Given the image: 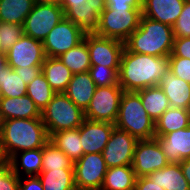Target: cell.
I'll return each instance as SVG.
<instances>
[{
	"instance_id": "obj_24",
	"label": "cell",
	"mask_w": 190,
	"mask_h": 190,
	"mask_svg": "<svg viewBox=\"0 0 190 190\" xmlns=\"http://www.w3.org/2000/svg\"><path fill=\"white\" fill-rule=\"evenodd\" d=\"M148 177L165 190H190L180 163H169L164 168L149 174Z\"/></svg>"
},
{
	"instance_id": "obj_49",
	"label": "cell",
	"mask_w": 190,
	"mask_h": 190,
	"mask_svg": "<svg viewBox=\"0 0 190 190\" xmlns=\"http://www.w3.org/2000/svg\"><path fill=\"white\" fill-rule=\"evenodd\" d=\"M5 64V56L0 55V70L4 67Z\"/></svg>"
},
{
	"instance_id": "obj_8",
	"label": "cell",
	"mask_w": 190,
	"mask_h": 190,
	"mask_svg": "<svg viewBox=\"0 0 190 190\" xmlns=\"http://www.w3.org/2000/svg\"><path fill=\"white\" fill-rule=\"evenodd\" d=\"M65 17L61 6L35 3L23 24L24 34L43 42L48 33Z\"/></svg>"
},
{
	"instance_id": "obj_42",
	"label": "cell",
	"mask_w": 190,
	"mask_h": 190,
	"mask_svg": "<svg viewBox=\"0 0 190 190\" xmlns=\"http://www.w3.org/2000/svg\"><path fill=\"white\" fill-rule=\"evenodd\" d=\"M14 71L21 76V80L27 85L42 73V66H30L15 68Z\"/></svg>"
},
{
	"instance_id": "obj_45",
	"label": "cell",
	"mask_w": 190,
	"mask_h": 190,
	"mask_svg": "<svg viewBox=\"0 0 190 190\" xmlns=\"http://www.w3.org/2000/svg\"><path fill=\"white\" fill-rule=\"evenodd\" d=\"M180 166L183 172V175L190 186V159H184L180 162Z\"/></svg>"
},
{
	"instance_id": "obj_34",
	"label": "cell",
	"mask_w": 190,
	"mask_h": 190,
	"mask_svg": "<svg viewBox=\"0 0 190 190\" xmlns=\"http://www.w3.org/2000/svg\"><path fill=\"white\" fill-rule=\"evenodd\" d=\"M26 94L34 101L42 111L52 100L56 92L50 87L43 73L38 75L27 85Z\"/></svg>"
},
{
	"instance_id": "obj_41",
	"label": "cell",
	"mask_w": 190,
	"mask_h": 190,
	"mask_svg": "<svg viewBox=\"0 0 190 190\" xmlns=\"http://www.w3.org/2000/svg\"><path fill=\"white\" fill-rule=\"evenodd\" d=\"M105 9H142V0H106Z\"/></svg>"
},
{
	"instance_id": "obj_32",
	"label": "cell",
	"mask_w": 190,
	"mask_h": 190,
	"mask_svg": "<svg viewBox=\"0 0 190 190\" xmlns=\"http://www.w3.org/2000/svg\"><path fill=\"white\" fill-rule=\"evenodd\" d=\"M8 65L0 70V97H20L26 95L27 84Z\"/></svg>"
},
{
	"instance_id": "obj_28",
	"label": "cell",
	"mask_w": 190,
	"mask_h": 190,
	"mask_svg": "<svg viewBox=\"0 0 190 190\" xmlns=\"http://www.w3.org/2000/svg\"><path fill=\"white\" fill-rule=\"evenodd\" d=\"M147 114L156 121L168 108L170 103L164 91L159 86H151L136 91Z\"/></svg>"
},
{
	"instance_id": "obj_33",
	"label": "cell",
	"mask_w": 190,
	"mask_h": 190,
	"mask_svg": "<svg viewBox=\"0 0 190 190\" xmlns=\"http://www.w3.org/2000/svg\"><path fill=\"white\" fill-rule=\"evenodd\" d=\"M74 169V162L52 141L48 140L42 148V171Z\"/></svg>"
},
{
	"instance_id": "obj_27",
	"label": "cell",
	"mask_w": 190,
	"mask_h": 190,
	"mask_svg": "<svg viewBox=\"0 0 190 190\" xmlns=\"http://www.w3.org/2000/svg\"><path fill=\"white\" fill-rule=\"evenodd\" d=\"M49 140L73 162L79 160L84 154V149L80 141V127L53 133L49 137Z\"/></svg>"
},
{
	"instance_id": "obj_11",
	"label": "cell",
	"mask_w": 190,
	"mask_h": 190,
	"mask_svg": "<svg viewBox=\"0 0 190 190\" xmlns=\"http://www.w3.org/2000/svg\"><path fill=\"white\" fill-rule=\"evenodd\" d=\"M168 164L169 162L156 138L137 142L131 165L136 177L148 176Z\"/></svg>"
},
{
	"instance_id": "obj_4",
	"label": "cell",
	"mask_w": 190,
	"mask_h": 190,
	"mask_svg": "<svg viewBox=\"0 0 190 190\" xmlns=\"http://www.w3.org/2000/svg\"><path fill=\"white\" fill-rule=\"evenodd\" d=\"M114 125L138 140L155 138V121L147 114L136 91H124Z\"/></svg>"
},
{
	"instance_id": "obj_15",
	"label": "cell",
	"mask_w": 190,
	"mask_h": 190,
	"mask_svg": "<svg viewBox=\"0 0 190 190\" xmlns=\"http://www.w3.org/2000/svg\"><path fill=\"white\" fill-rule=\"evenodd\" d=\"M65 17L78 25L86 34H96L99 30L100 14L106 8V0H87L84 5H60Z\"/></svg>"
},
{
	"instance_id": "obj_46",
	"label": "cell",
	"mask_w": 190,
	"mask_h": 190,
	"mask_svg": "<svg viewBox=\"0 0 190 190\" xmlns=\"http://www.w3.org/2000/svg\"><path fill=\"white\" fill-rule=\"evenodd\" d=\"M87 0H61L60 5H84Z\"/></svg>"
},
{
	"instance_id": "obj_14",
	"label": "cell",
	"mask_w": 190,
	"mask_h": 190,
	"mask_svg": "<svg viewBox=\"0 0 190 190\" xmlns=\"http://www.w3.org/2000/svg\"><path fill=\"white\" fill-rule=\"evenodd\" d=\"M83 39L87 43L91 65H104L106 67L120 66L124 42L101 37L96 34H86Z\"/></svg>"
},
{
	"instance_id": "obj_43",
	"label": "cell",
	"mask_w": 190,
	"mask_h": 190,
	"mask_svg": "<svg viewBox=\"0 0 190 190\" xmlns=\"http://www.w3.org/2000/svg\"><path fill=\"white\" fill-rule=\"evenodd\" d=\"M19 190H43L38 176L19 177Z\"/></svg>"
},
{
	"instance_id": "obj_35",
	"label": "cell",
	"mask_w": 190,
	"mask_h": 190,
	"mask_svg": "<svg viewBox=\"0 0 190 190\" xmlns=\"http://www.w3.org/2000/svg\"><path fill=\"white\" fill-rule=\"evenodd\" d=\"M119 67H106L104 65H91L89 74L97 87L118 84Z\"/></svg>"
},
{
	"instance_id": "obj_29",
	"label": "cell",
	"mask_w": 190,
	"mask_h": 190,
	"mask_svg": "<svg viewBox=\"0 0 190 190\" xmlns=\"http://www.w3.org/2000/svg\"><path fill=\"white\" fill-rule=\"evenodd\" d=\"M34 5V0H0V21L23 25Z\"/></svg>"
},
{
	"instance_id": "obj_5",
	"label": "cell",
	"mask_w": 190,
	"mask_h": 190,
	"mask_svg": "<svg viewBox=\"0 0 190 190\" xmlns=\"http://www.w3.org/2000/svg\"><path fill=\"white\" fill-rule=\"evenodd\" d=\"M42 122L48 136L61 130L79 128L84 119V111L65 93H56L41 111Z\"/></svg>"
},
{
	"instance_id": "obj_25",
	"label": "cell",
	"mask_w": 190,
	"mask_h": 190,
	"mask_svg": "<svg viewBox=\"0 0 190 190\" xmlns=\"http://www.w3.org/2000/svg\"><path fill=\"white\" fill-rule=\"evenodd\" d=\"M189 125L190 110L170 107L155 121V136H163Z\"/></svg>"
},
{
	"instance_id": "obj_30",
	"label": "cell",
	"mask_w": 190,
	"mask_h": 190,
	"mask_svg": "<svg viewBox=\"0 0 190 190\" xmlns=\"http://www.w3.org/2000/svg\"><path fill=\"white\" fill-rule=\"evenodd\" d=\"M38 177L42 182L43 190H77L74 169L42 171Z\"/></svg>"
},
{
	"instance_id": "obj_21",
	"label": "cell",
	"mask_w": 190,
	"mask_h": 190,
	"mask_svg": "<svg viewBox=\"0 0 190 190\" xmlns=\"http://www.w3.org/2000/svg\"><path fill=\"white\" fill-rule=\"evenodd\" d=\"M96 84L89 72L73 74L66 91L64 92L83 111L89 106Z\"/></svg>"
},
{
	"instance_id": "obj_37",
	"label": "cell",
	"mask_w": 190,
	"mask_h": 190,
	"mask_svg": "<svg viewBox=\"0 0 190 190\" xmlns=\"http://www.w3.org/2000/svg\"><path fill=\"white\" fill-rule=\"evenodd\" d=\"M172 29L174 38L190 37V0H185L181 14Z\"/></svg>"
},
{
	"instance_id": "obj_1",
	"label": "cell",
	"mask_w": 190,
	"mask_h": 190,
	"mask_svg": "<svg viewBox=\"0 0 190 190\" xmlns=\"http://www.w3.org/2000/svg\"><path fill=\"white\" fill-rule=\"evenodd\" d=\"M169 70V56L137 54L123 49L118 71V83L124 91H138L158 86Z\"/></svg>"
},
{
	"instance_id": "obj_48",
	"label": "cell",
	"mask_w": 190,
	"mask_h": 190,
	"mask_svg": "<svg viewBox=\"0 0 190 190\" xmlns=\"http://www.w3.org/2000/svg\"><path fill=\"white\" fill-rule=\"evenodd\" d=\"M7 160L8 158L6 157L4 150L0 144V166L3 165Z\"/></svg>"
},
{
	"instance_id": "obj_7",
	"label": "cell",
	"mask_w": 190,
	"mask_h": 190,
	"mask_svg": "<svg viewBox=\"0 0 190 190\" xmlns=\"http://www.w3.org/2000/svg\"><path fill=\"white\" fill-rule=\"evenodd\" d=\"M124 90L119 85L96 87L89 106L84 111L88 120L114 124Z\"/></svg>"
},
{
	"instance_id": "obj_10",
	"label": "cell",
	"mask_w": 190,
	"mask_h": 190,
	"mask_svg": "<svg viewBox=\"0 0 190 190\" xmlns=\"http://www.w3.org/2000/svg\"><path fill=\"white\" fill-rule=\"evenodd\" d=\"M84 35L78 25L63 17L42 42L46 57H59L80 43Z\"/></svg>"
},
{
	"instance_id": "obj_17",
	"label": "cell",
	"mask_w": 190,
	"mask_h": 190,
	"mask_svg": "<svg viewBox=\"0 0 190 190\" xmlns=\"http://www.w3.org/2000/svg\"><path fill=\"white\" fill-rule=\"evenodd\" d=\"M169 163L190 159V125L163 136H155Z\"/></svg>"
},
{
	"instance_id": "obj_9",
	"label": "cell",
	"mask_w": 190,
	"mask_h": 190,
	"mask_svg": "<svg viewBox=\"0 0 190 190\" xmlns=\"http://www.w3.org/2000/svg\"><path fill=\"white\" fill-rule=\"evenodd\" d=\"M108 167L102 153L83 154L74 162L77 190H101Z\"/></svg>"
},
{
	"instance_id": "obj_47",
	"label": "cell",
	"mask_w": 190,
	"mask_h": 190,
	"mask_svg": "<svg viewBox=\"0 0 190 190\" xmlns=\"http://www.w3.org/2000/svg\"><path fill=\"white\" fill-rule=\"evenodd\" d=\"M35 3H48V4H56L59 5L61 4V0H34Z\"/></svg>"
},
{
	"instance_id": "obj_16",
	"label": "cell",
	"mask_w": 190,
	"mask_h": 190,
	"mask_svg": "<svg viewBox=\"0 0 190 190\" xmlns=\"http://www.w3.org/2000/svg\"><path fill=\"white\" fill-rule=\"evenodd\" d=\"M115 127L108 122L84 119L80 126V141L84 154L102 153Z\"/></svg>"
},
{
	"instance_id": "obj_3",
	"label": "cell",
	"mask_w": 190,
	"mask_h": 190,
	"mask_svg": "<svg viewBox=\"0 0 190 190\" xmlns=\"http://www.w3.org/2000/svg\"><path fill=\"white\" fill-rule=\"evenodd\" d=\"M174 43L172 26L141 16L139 27L124 42V47L137 54L169 56Z\"/></svg>"
},
{
	"instance_id": "obj_26",
	"label": "cell",
	"mask_w": 190,
	"mask_h": 190,
	"mask_svg": "<svg viewBox=\"0 0 190 190\" xmlns=\"http://www.w3.org/2000/svg\"><path fill=\"white\" fill-rule=\"evenodd\" d=\"M136 175L131 165L110 167L101 190H135Z\"/></svg>"
},
{
	"instance_id": "obj_39",
	"label": "cell",
	"mask_w": 190,
	"mask_h": 190,
	"mask_svg": "<svg viewBox=\"0 0 190 190\" xmlns=\"http://www.w3.org/2000/svg\"><path fill=\"white\" fill-rule=\"evenodd\" d=\"M169 70L174 73L176 77L185 80L190 84V59L179 57V56H169Z\"/></svg>"
},
{
	"instance_id": "obj_31",
	"label": "cell",
	"mask_w": 190,
	"mask_h": 190,
	"mask_svg": "<svg viewBox=\"0 0 190 190\" xmlns=\"http://www.w3.org/2000/svg\"><path fill=\"white\" fill-rule=\"evenodd\" d=\"M58 58L73 74L88 72L91 67L89 50L84 39Z\"/></svg>"
},
{
	"instance_id": "obj_22",
	"label": "cell",
	"mask_w": 190,
	"mask_h": 190,
	"mask_svg": "<svg viewBox=\"0 0 190 190\" xmlns=\"http://www.w3.org/2000/svg\"><path fill=\"white\" fill-rule=\"evenodd\" d=\"M42 73L56 93H64L73 76L71 70L58 57H46Z\"/></svg>"
},
{
	"instance_id": "obj_36",
	"label": "cell",
	"mask_w": 190,
	"mask_h": 190,
	"mask_svg": "<svg viewBox=\"0 0 190 190\" xmlns=\"http://www.w3.org/2000/svg\"><path fill=\"white\" fill-rule=\"evenodd\" d=\"M23 35V25L0 21V46L2 53L5 55L9 48Z\"/></svg>"
},
{
	"instance_id": "obj_13",
	"label": "cell",
	"mask_w": 190,
	"mask_h": 190,
	"mask_svg": "<svg viewBox=\"0 0 190 190\" xmlns=\"http://www.w3.org/2000/svg\"><path fill=\"white\" fill-rule=\"evenodd\" d=\"M5 63L12 69L30 66H42L46 59L41 41L23 35L5 53Z\"/></svg>"
},
{
	"instance_id": "obj_18",
	"label": "cell",
	"mask_w": 190,
	"mask_h": 190,
	"mask_svg": "<svg viewBox=\"0 0 190 190\" xmlns=\"http://www.w3.org/2000/svg\"><path fill=\"white\" fill-rule=\"evenodd\" d=\"M185 0H142V15L173 26L181 14Z\"/></svg>"
},
{
	"instance_id": "obj_2",
	"label": "cell",
	"mask_w": 190,
	"mask_h": 190,
	"mask_svg": "<svg viewBox=\"0 0 190 190\" xmlns=\"http://www.w3.org/2000/svg\"><path fill=\"white\" fill-rule=\"evenodd\" d=\"M48 140L42 118H16L0 122V144L8 159L17 152L43 148Z\"/></svg>"
},
{
	"instance_id": "obj_12",
	"label": "cell",
	"mask_w": 190,
	"mask_h": 190,
	"mask_svg": "<svg viewBox=\"0 0 190 190\" xmlns=\"http://www.w3.org/2000/svg\"><path fill=\"white\" fill-rule=\"evenodd\" d=\"M139 140L127 131L113 128L109 141L102 151V156L108 168L132 165L133 154Z\"/></svg>"
},
{
	"instance_id": "obj_40",
	"label": "cell",
	"mask_w": 190,
	"mask_h": 190,
	"mask_svg": "<svg viewBox=\"0 0 190 190\" xmlns=\"http://www.w3.org/2000/svg\"><path fill=\"white\" fill-rule=\"evenodd\" d=\"M169 56H179L190 59V37L174 38L172 52Z\"/></svg>"
},
{
	"instance_id": "obj_38",
	"label": "cell",
	"mask_w": 190,
	"mask_h": 190,
	"mask_svg": "<svg viewBox=\"0 0 190 190\" xmlns=\"http://www.w3.org/2000/svg\"><path fill=\"white\" fill-rule=\"evenodd\" d=\"M0 190H19V177L13 172L9 159L0 166Z\"/></svg>"
},
{
	"instance_id": "obj_6",
	"label": "cell",
	"mask_w": 190,
	"mask_h": 190,
	"mask_svg": "<svg viewBox=\"0 0 190 190\" xmlns=\"http://www.w3.org/2000/svg\"><path fill=\"white\" fill-rule=\"evenodd\" d=\"M142 9H105L96 35L125 42L139 27Z\"/></svg>"
},
{
	"instance_id": "obj_20",
	"label": "cell",
	"mask_w": 190,
	"mask_h": 190,
	"mask_svg": "<svg viewBox=\"0 0 190 190\" xmlns=\"http://www.w3.org/2000/svg\"><path fill=\"white\" fill-rule=\"evenodd\" d=\"M158 86L162 88L172 108L190 110V84L176 77L168 70L160 80Z\"/></svg>"
},
{
	"instance_id": "obj_19",
	"label": "cell",
	"mask_w": 190,
	"mask_h": 190,
	"mask_svg": "<svg viewBox=\"0 0 190 190\" xmlns=\"http://www.w3.org/2000/svg\"><path fill=\"white\" fill-rule=\"evenodd\" d=\"M16 118H41V111L27 94L14 98L0 97V122Z\"/></svg>"
},
{
	"instance_id": "obj_23",
	"label": "cell",
	"mask_w": 190,
	"mask_h": 190,
	"mask_svg": "<svg viewBox=\"0 0 190 190\" xmlns=\"http://www.w3.org/2000/svg\"><path fill=\"white\" fill-rule=\"evenodd\" d=\"M9 160L18 177L38 176L42 172V148L17 152Z\"/></svg>"
},
{
	"instance_id": "obj_44",
	"label": "cell",
	"mask_w": 190,
	"mask_h": 190,
	"mask_svg": "<svg viewBox=\"0 0 190 190\" xmlns=\"http://www.w3.org/2000/svg\"><path fill=\"white\" fill-rule=\"evenodd\" d=\"M135 190H165L156 182H153L148 176L136 178Z\"/></svg>"
},
{
	"instance_id": "obj_50",
	"label": "cell",
	"mask_w": 190,
	"mask_h": 190,
	"mask_svg": "<svg viewBox=\"0 0 190 190\" xmlns=\"http://www.w3.org/2000/svg\"><path fill=\"white\" fill-rule=\"evenodd\" d=\"M0 55H4V54L2 53L1 46H0Z\"/></svg>"
}]
</instances>
